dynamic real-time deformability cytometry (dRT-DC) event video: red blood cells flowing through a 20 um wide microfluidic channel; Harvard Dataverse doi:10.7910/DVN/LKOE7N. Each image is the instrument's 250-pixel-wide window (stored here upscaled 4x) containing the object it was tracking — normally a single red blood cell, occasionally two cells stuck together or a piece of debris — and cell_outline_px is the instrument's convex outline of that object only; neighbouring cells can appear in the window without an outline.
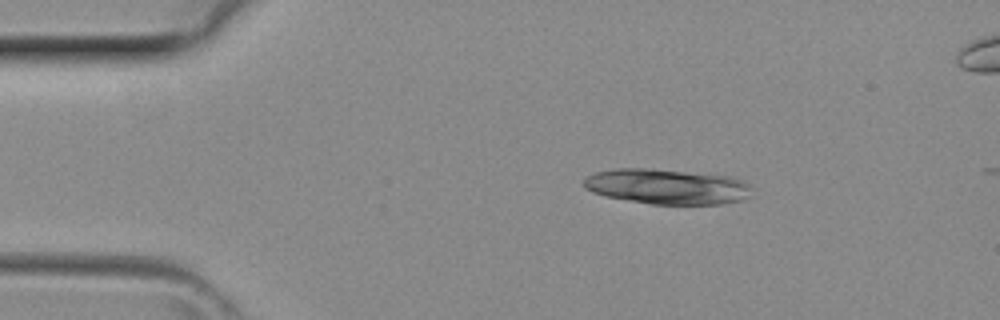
{"species": "common noctule bat (a hibernating species)", "species_latin": "Nyctalus noctula", "temperature_condition": "room temperature", "stored_images_in_passage": 3, "camera_frame_rate_fps": 3000, "um_per_image_px": 0.085, "animal": {"sex": "female", "body_mass_g": 29.2, "forearm_length_mm": 56.3}, "frame": {"image": 1, "passage_image": 1, "time_ms": 0.0, "image_size_px": [1000, 320], "cell_outline_px": [[748, 188], [740, 200], [720, 204], [652, 204], [604, 196], [592, 192], [584, 188], [584, 180], [588, 176], [596, 172], [616, 168], [652, 168], [728, 176], [740, 180], [748, 184]], "centroid_in_image_um": [56.57, 15.85], "position_along_channel_um": 28.4, "area_um2": 33.93}}